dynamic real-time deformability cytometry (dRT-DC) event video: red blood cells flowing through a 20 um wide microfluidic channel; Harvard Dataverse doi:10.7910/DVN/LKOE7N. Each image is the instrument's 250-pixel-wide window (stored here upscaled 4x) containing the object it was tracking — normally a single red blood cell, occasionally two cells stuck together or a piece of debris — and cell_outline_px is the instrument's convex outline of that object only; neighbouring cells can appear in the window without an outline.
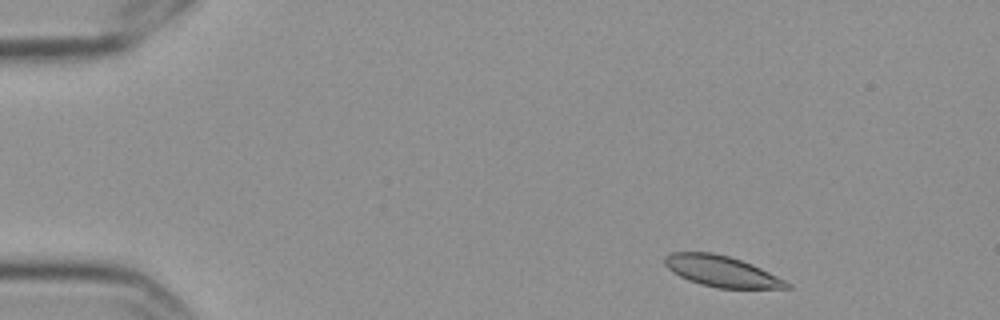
{"species": "Egyptian fruit bat (a non-hibernating species)", "species_latin": "Rousettus aegyptiacus", "temperature_condition": "cold", "stored_images_in_passage": 5, "camera_frame_rate_fps": 3000, "um_per_image_px": 0.085, "frame": {"image": 1, "passage_image": 1, "time_ms": 0.0, "image_size_px": [1000, 320], "cell_outline_px": [[792, 288], [716, 288], [700, 284], [688, 280], [672, 272], [664, 264], [664, 256], [672, 252], [712, 252], [728, 256], [752, 264], [792, 284]], "centroid_in_image_um": [61.3, 23.06], "position_along_channel_um": 23.7, "area_um2": 21.91}}
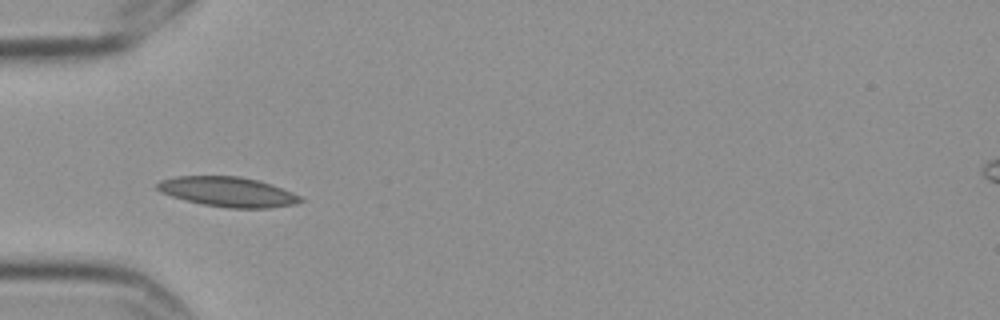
{"frame": {"image": 2, "passage_image": 4, "time_ms": 1.0, "image_size_px": [1000, 320], "cell_outline_px": [[304, 200], [296, 204], [268, 208], [228, 208], [204, 204], [172, 196], [160, 192], [156, 188], [156, 184], [160, 180], [176, 176], [240, 176], [272, 184], [292, 192], [300, 196]], "centroid_in_image_um": [19.37, 16.3], "position_along_channel_um": 65.6, "area_um2": 24.8}}
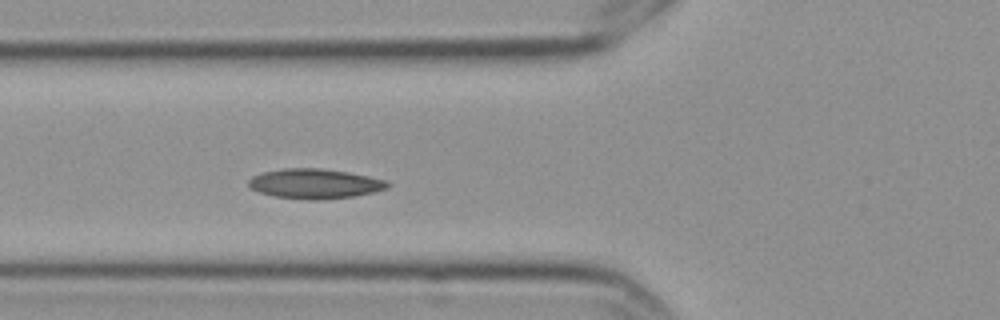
{"frame": {"image": 3, "passage_image": 5, "time_ms": 1.333, "image_size_px": [1000, 320], "cell_outline_px": [[392, 184], [388, 188], [356, 196], [324, 200], [308, 200], [272, 196], [260, 192], [252, 188], [248, 184], [248, 180], [252, 176], [264, 172], [284, 168], [320, 168], [348, 172], [388, 180]], "centroid_in_image_um": [26.79, 15.62], "position_along_channel_um": 99.0, "area_um2": 24.33}}